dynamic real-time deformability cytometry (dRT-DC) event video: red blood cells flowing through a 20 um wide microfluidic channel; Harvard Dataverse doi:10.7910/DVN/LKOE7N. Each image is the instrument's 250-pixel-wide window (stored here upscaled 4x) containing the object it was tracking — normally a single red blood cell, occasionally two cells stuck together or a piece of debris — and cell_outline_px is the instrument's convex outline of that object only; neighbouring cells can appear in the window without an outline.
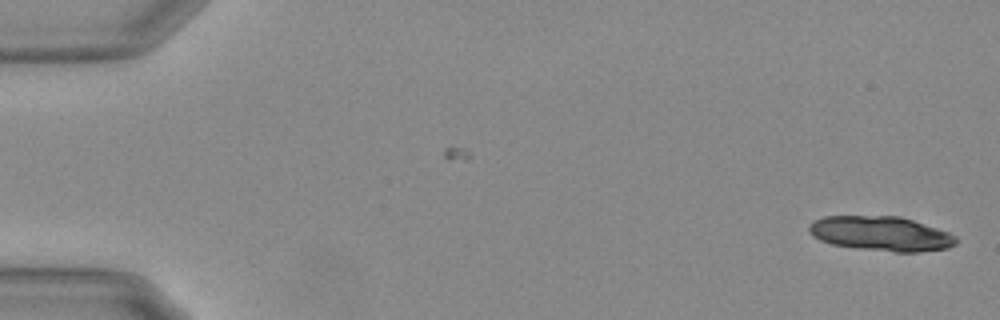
{"species": "Egyptian fruit bat (a non-hibernating species)", "species_latin": "Rousettus aegyptiacus", "temperature_condition": "warm", "stored_images_in_passage": 56, "camera_frame_rate_fps": 3000, "um_per_image_px": 0.085, "animal": {"sex": "female"}, "frame": {"image": 1, "passage_image": 1, "time_ms": 0.0, "image_size_px": [1000, 320], "cell_outline_px": [[956, 244], [948, 248], [916, 252], [896, 252], [860, 248], [832, 244], [820, 240], [812, 236], [808, 228], [808, 224], [824, 216], [900, 216], [948, 232], [956, 236]], "centroid_in_image_um": [74.87, 19.85], "position_along_channel_um": 10.1, "area_um2": 29.42}}
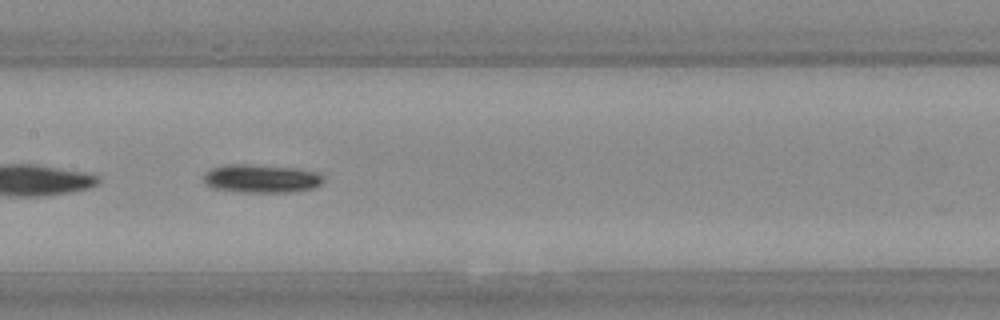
{"frame": {"image": 2, "passage_image": 28, "time_ms": 9.0, "image_size_px": [1000, 320], "cell_outline_px": [[324, 180], [320, 184], [312, 188], [288, 192], [240, 192], [212, 188], [204, 184], [204, 172], [212, 168], [224, 164], [248, 164], [292, 168], [316, 172], [324, 176]], "centroid_in_image_um": [22.15, 15.18], "position_along_channel_um": 185.3, "area_um2": 19.77}}
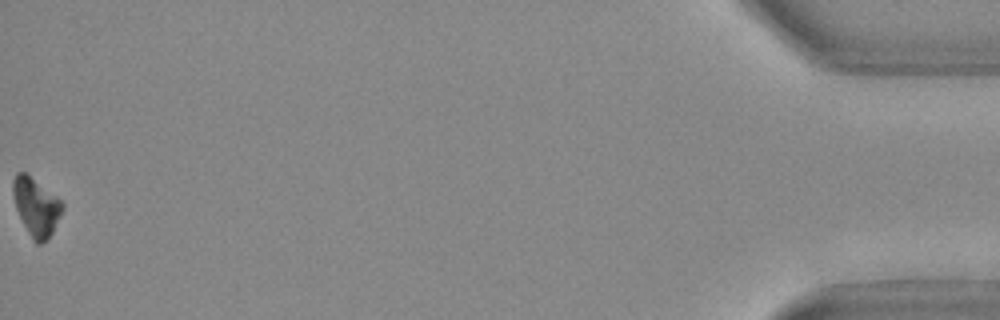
{"frame": {"image": 3, "passage_image": 56, "time_ms": 18.333, "image_size_px": [1000, 320], "cell_outline_px": [[64, 208], [52, 232], [40, 244], [36, 244], [32, 240], [16, 208], [12, 192], [12, 180], [16, 172], [24, 172], [60, 200], [64, 204]], "centroid_in_image_um": [3.05, 17.57], "position_along_channel_um": 432.2, "area_um2": 16.18}, "authors_computed_cell_mechanics": {"area_um2": 19.1607, "velocity_mm_per_s": 3.6865, "shape_relaxation_time_tau1_ms": 2.6151, "shape_relaxation_time_tau2_ms": null, "deformation_change_tau1": 0.0988, "deformation_change_tau2": null}}